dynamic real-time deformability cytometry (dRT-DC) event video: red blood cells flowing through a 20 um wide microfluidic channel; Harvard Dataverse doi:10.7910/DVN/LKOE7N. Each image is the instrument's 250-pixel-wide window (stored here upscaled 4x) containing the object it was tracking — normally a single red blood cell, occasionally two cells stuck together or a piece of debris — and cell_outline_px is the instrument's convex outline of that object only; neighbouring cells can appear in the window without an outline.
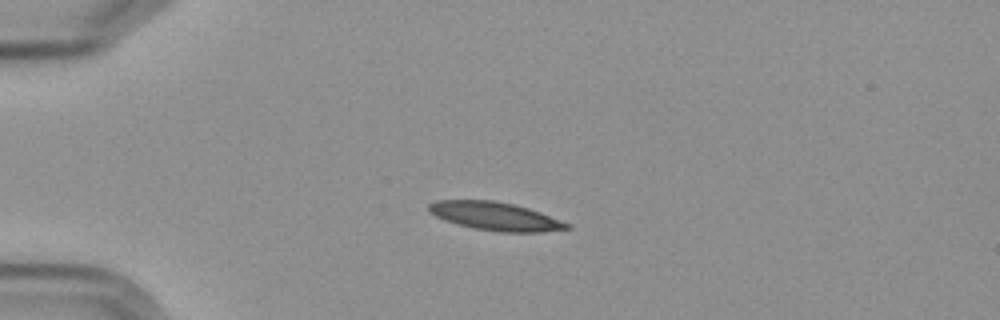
{"species": "Egyptian fruit bat (a non-hibernating species)", "species_latin": "Rousettus aegyptiacus", "temperature_condition": "cold", "stored_images_in_passage": 3, "camera_frame_rate_fps": 3000, "um_per_image_px": 0.085, "frame": {"image": 1, "passage_image": 1, "time_ms": 0.0, "image_size_px": [1000, 320], "cell_outline_px": [[572, 228], [540, 232], [500, 232], [476, 228], [444, 220], [428, 212], [428, 204], [436, 200], [492, 200], [512, 204], [528, 208], [540, 212], [568, 224]], "centroid_in_image_um": [42.06, 18.37], "position_along_channel_um": 42.9, "area_um2": 22.43}}
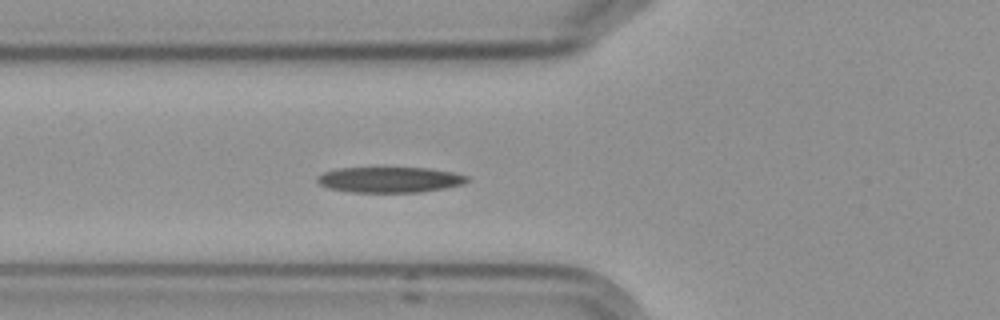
{"frame": {"image": 2, "passage_image": 3, "time_ms": 2.333, "image_size_px": [1000, 320], "cell_outline_px": [[468, 180], [464, 184], [444, 188], [420, 192], [352, 192], [328, 188], [320, 184], [316, 180], [316, 176], [324, 172], [336, 168], [428, 168], [452, 172], [468, 176]], "centroid_in_image_um": [33.11, 15.27], "position_along_channel_um": 92.7, "area_um2": 22.31}}